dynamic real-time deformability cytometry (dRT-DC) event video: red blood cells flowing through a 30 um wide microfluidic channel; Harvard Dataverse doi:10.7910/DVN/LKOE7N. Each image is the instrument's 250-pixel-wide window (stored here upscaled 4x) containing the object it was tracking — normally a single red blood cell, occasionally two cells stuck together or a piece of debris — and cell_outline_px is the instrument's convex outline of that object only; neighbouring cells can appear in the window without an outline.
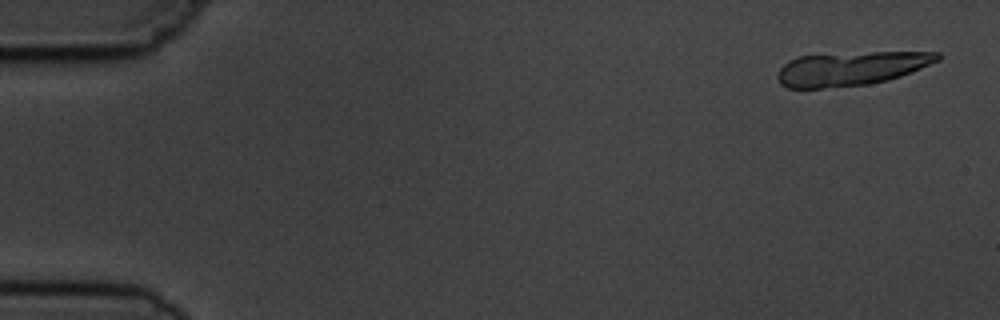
{"species": "common noctule bat (a hibernating species)", "species_latin": "Nyctalus noctula", "temperature_condition": "cold", "stored_images_in_passage": 11, "camera_frame_rate_fps": 3000, "um_per_image_px": 0.085, "animal": {"sex": "male", "body_mass_g": 19.5, "forearm_length_mm": 54.6}, "frame": {"image": 1, "passage_image": 1, "time_ms": 0.0, "image_size_px": [1000, 320], "cell_outline_px": [[940, 60], [900, 76], [888, 80], [868, 84], [820, 88], [788, 88], [780, 84], [776, 76], [780, 68], [788, 60], [800, 56], [872, 52], [940, 52]], "centroid_in_image_um": [72.32, 5.82], "position_along_channel_um": 12.7, "area_um2": 31.27}}
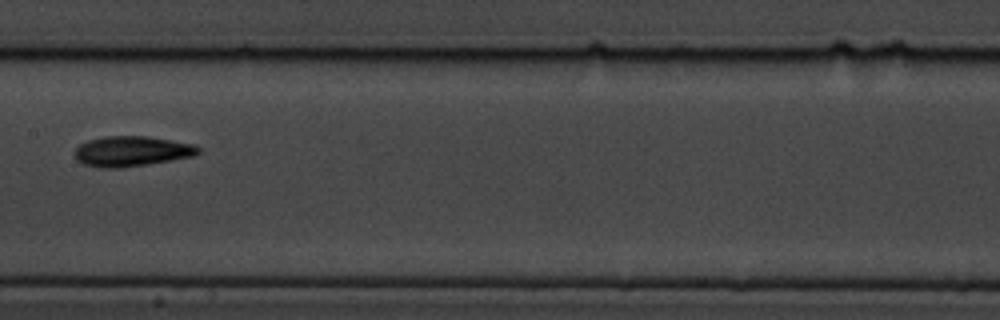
{"frame": {"image": 2, "passage_image": 8, "time_ms": 8.667, "image_size_px": [1000, 320], "cell_outline_px": [[200, 152], [196, 156], [120, 168], [100, 168], [84, 164], [76, 160], [76, 148], [80, 144], [88, 140], [104, 136], [148, 136], [196, 144], [200, 148]], "centroid_in_image_um": [11.23, 12.85], "position_along_channel_um": 196.2, "area_um2": 21.85}}
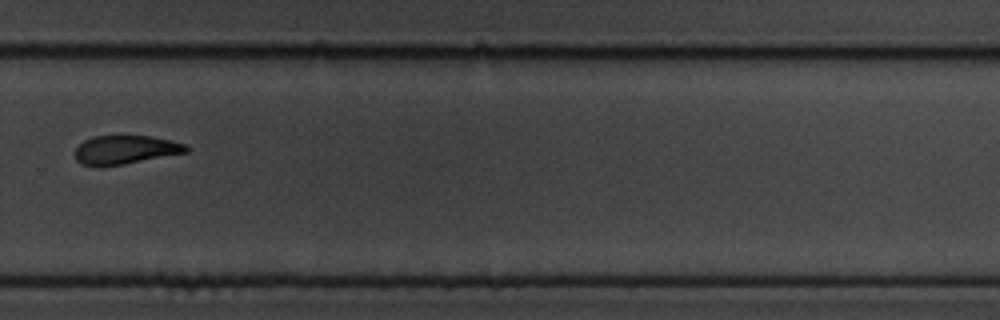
{"frame": {"image": 3, "passage_image": 11, "time_ms": 12.0, "image_size_px": [1000, 320], "cell_outline_px": [[188, 152], [124, 164], [100, 168], [80, 164], [76, 160], [76, 148], [84, 140], [92, 136], [152, 136], [184, 144], [188, 148]], "centroid_in_image_um": [10.6, 12.75], "position_along_channel_um": 319.2, "area_um2": 18.67}}